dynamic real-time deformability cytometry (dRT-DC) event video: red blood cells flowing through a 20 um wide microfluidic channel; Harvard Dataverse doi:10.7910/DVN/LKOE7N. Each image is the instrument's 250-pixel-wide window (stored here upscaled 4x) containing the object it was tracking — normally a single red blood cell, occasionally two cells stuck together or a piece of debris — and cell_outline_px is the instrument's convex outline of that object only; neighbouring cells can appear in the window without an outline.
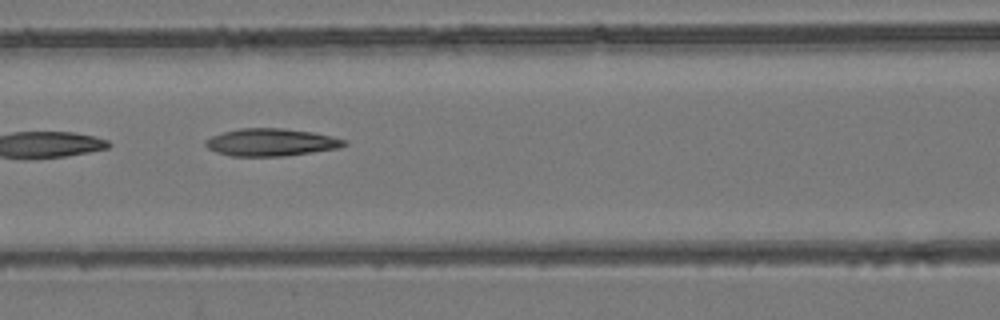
{"species": "common noctule bat (a hibernating species)", "species_latin": "Nyctalus noctula", "temperature_condition": "room temperature", "stored_images_in_passage": 7, "camera_frame_rate_fps": 3000, "um_per_image_px": 0.085, "animal": {"sex": "female", "body_mass_g": 24.6, "forearm_length_mm": 56.2}, "frame": {"image": 1, "passage_image": 5, "time_ms": 4.667, "image_size_px": [1000, 320], "cell_outline_px": [[348, 144], [340, 148], [284, 156], [232, 156], [216, 152], [208, 148], [204, 144], [204, 140], [212, 136], [224, 132], [240, 128], [284, 128], [312, 132], [332, 136], [348, 140]], "centroid_in_image_um": [23.07, 12.09], "position_along_channel_um": 143.5, "area_um2": 22.31}}
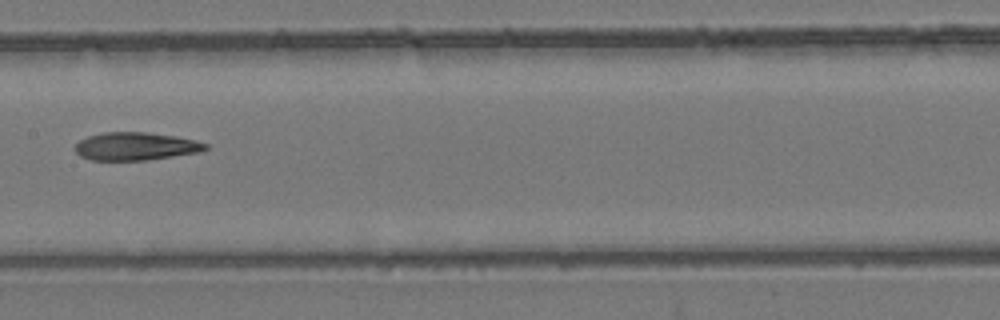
{"frame": {"image": 2, "passage_image": 6, "time_ms": 6.0, "image_size_px": [1000, 320], "cell_outline_px": [[208, 148], [200, 152], [148, 160], [92, 160], [80, 156], [76, 152], [76, 144], [80, 140], [88, 136], [104, 132], [144, 132], [176, 136], [208, 144]], "centroid_in_image_um": [11.53, 12.44], "position_along_channel_um": 195.9, "area_um2": 21.1}}
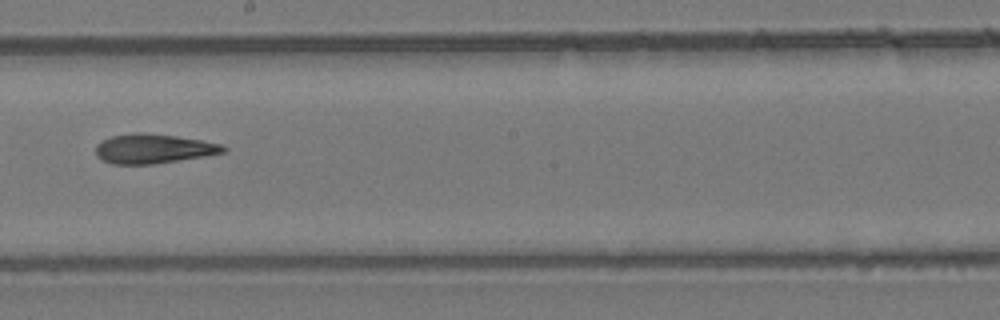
{"frame": {"image": 3, "passage_image": 7, "time_ms": 7.0, "image_size_px": [1000, 320], "cell_outline_px": [[228, 148], [224, 152], [204, 156], [152, 164], [112, 164], [96, 156], [96, 144], [100, 140], [112, 136], [136, 132], [144, 132], [176, 136], [200, 140], [220, 144]], "centroid_in_image_um": [12.99, 12.63], "position_along_channel_um": 235.2, "area_um2": 21.79}}